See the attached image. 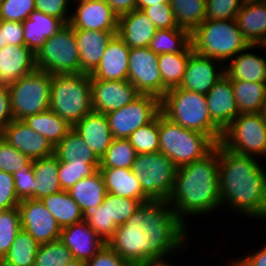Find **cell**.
<instances>
[{
    "label": "cell",
    "mask_w": 266,
    "mask_h": 266,
    "mask_svg": "<svg viewBox=\"0 0 266 266\" xmlns=\"http://www.w3.org/2000/svg\"><path fill=\"white\" fill-rule=\"evenodd\" d=\"M187 231L172 204L149 201L117 227L107 244L131 266H138L183 249Z\"/></svg>",
    "instance_id": "cell-1"
},
{
    "label": "cell",
    "mask_w": 266,
    "mask_h": 266,
    "mask_svg": "<svg viewBox=\"0 0 266 266\" xmlns=\"http://www.w3.org/2000/svg\"><path fill=\"white\" fill-rule=\"evenodd\" d=\"M218 182L222 204L266 220V173L254 156L236 154L219 143Z\"/></svg>",
    "instance_id": "cell-2"
},
{
    "label": "cell",
    "mask_w": 266,
    "mask_h": 266,
    "mask_svg": "<svg viewBox=\"0 0 266 266\" xmlns=\"http://www.w3.org/2000/svg\"><path fill=\"white\" fill-rule=\"evenodd\" d=\"M219 143L205 157L177 168L173 189L166 200L186 225L187 215H200L222 205L219 193Z\"/></svg>",
    "instance_id": "cell-3"
},
{
    "label": "cell",
    "mask_w": 266,
    "mask_h": 266,
    "mask_svg": "<svg viewBox=\"0 0 266 266\" xmlns=\"http://www.w3.org/2000/svg\"><path fill=\"white\" fill-rule=\"evenodd\" d=\"M161 112L178 125L221 143L224 131L211 119L204 94L180 87L168 89L161 99Z\"/></svg>",
    "instance_id": "cell-4"
},
{
    "label": "cell",
    "mask_w": 266,
    "mask_h": 266,
    "mask_svg": "<svg viewBox=\"0 0 266 266\" xmlns=\"http://www.w3.org/2000/svg\"><path fill=\"white\" fill-rule=\"evenodd\" d=\"M191 44L197 54L223 64L250 46L239 30L236 19H205L191 33Z\"/></svg>",
    "instance_id": "cell-5"
},
{
    "label": "cell",
    "mask_w": 266,
    "mask_h": 266,
    "mask_svg": "<svg viewBox=\"0 0 266 266\" xmlns=\"http://www.w3.org/2000/svg\"><path fill=\"white\" fill-rule=\"evenodd\" d=\"M49 109L72 127L93 111L90 75H52Z\"/></svg>",
    "instance_id": "cell-6"
},
{
    "label": "cell",
    "mask_w": 266,
    "mask_h": 266,
    "mask_svg": "<svg viewBox=\"0 0 266 266\" xmlns=\"http://www.w3.org/2000/svg\"><path fill=\"white\" fill-rule=\"evenodd\" d=\"M159 152L177 167L192 163L209 154L217 143L208 135L186 129L159 113Z\"/></svg>",
    "instance_id": "cell-7"
},
{
    "label": "cell",
    "mask_w": 266,
    "mask_h": 266,
    "mask_svg": "<svg viewBox=\"0 0 266 266\" xmlns=\"http://www.w3.org/2000/svg\"><path fill=\"white\" fill-rule=\"evenodd\" d=\"M35 65L51 75L81 73L75 29L70 24L47 38L35 54Z\"/></svg>",
    "instance_id": "cell-8"
},
{
    "label": "cell",
    "mask_w": 266,
    "mask_h": 266,
    "mask_svg": "<svg viewBox=\"0 0 266 266\" xmlns=\"http://www.w3.org/2000/svg\"><path fill=\"white\" fill-rule=\"evenodd\" d=\"M52 75L40 69L8 85L14 119L39 114L49 109Z\"/></svg>",
    "instance_id": "cell-9"
},
{
    "label": "cell",
    "mask_w": 266,
    "mask_h": 266,
    "mask_svg": "<svg viewBox=\"0 0 266 266\" xmlns=\"http://www.w3.org/2000/svg\"><path fill=\"white\" fill-rule=\"evenodd\" d=\"M177 168L166 155L156 152L137 154L131 171L151 201H166L173 189Z\"/></svg>",
    "instance_id": "cell-10"
},
{
    "label": "cell",
    "mask_w": 266,
    "mask_h": 266,
    "mask_svg": "<svg viewBox=\"0 0 266 266\" xmlns=\"http://www.w3.org/2000/svg\"><path fill=\"white\" fill-rule=\"evenodd\" d=\"M221 144L236 154L266 156V122L261 113L239 114L224 130Z\"/></svg>",
    "instance_id": "cell-11"
},
{
    "label": "cell",
    "mask_w": 266,
    "mask_h": 266,
    "mask_svg": "<svg viewBox=\"0 0 266 266\" xmlns=\"http://www.w3.org/2000/svg\"><path fill=\"white\" fill-rule=\"evenodd\" d=\"M161 112V100L140 94L126 106L106 113L114 138H128L140 126L151 122Z\"/></svg>",
    "instance_id": "cell-12"
},
{
    "label": "cell",
    "mask_w": 266,
    "mask_h": 266,
    "mask_svg": "<svg viewBox=\"0 0 266 266\" xmlns=\"http://www.w3.org/2000/svg\"><path fill=\"white\" fill-rule=\"evenodd\" d=\"M158 58L159 55L148 47L131 48L128 80L140 94L153 95L161 100L168 89L162 84Z\"/></svg>",
    "instance_id": "cell-13"
},
{
    "label": "cell",
    "mask_w": 266,
    "mask_h": 266,
    "mask_svg": "<svg viewBox=\"0 0 266 266\" xmlns=\"http://www.w3.org/2000/svg\"><path fill=\"white\" fill-rule=\"evenodd\" d=\"M21 229L27 231L39 244L59 240L61 227L41 200L24 199L18 206Z\"/></svg>",
    "instance_id": "cell-14"
},
{
    "label": "cell",
    "mask_w": 266,
    "mask_h": 266,
    "mask_svg": "<svg viewBox=\"0 0 266 266\" xmlns=\"http://www.w3.org/2000/svg\"><path fill=\"white\" fill-rule=\"evenodd\" d=\"M139 95L136 87L128 79H91L92 108L95 112L106 114L118 110Z\"/></svg>",
    "instance_id": "cell-15"
},
{
    "label": "cell",
    "mask_w": 266,
    "mask_h": 266,
    "mask_svg": "<svg viewBox=\"0 0 266 266\" xmlns=\"http://www.w3.org/2000/svg\"><path fill=\"white\" fill-rule=\"evenodd\" d=\"M71 12L69 24L75 30L118 31V15L105 0H82Z\"/></svg>",
    "instance_id": "cell-16"
},
{
    "label": "cell",
    "mask_w": 266,
    "mask_h": 266,
    "mask_svg": "<svg viewBox=\"0 0 266 266\" xmlns=\"http://www.w3.org/2000/svg\"><path fill=\"white\" fill-rule=\"evenodd\" d=\"M0 136L31 160L55 154V147L49 140L35 132L23 120L14 119Z\"/></svg>",
    "instance_id": "cell-17"
},
{
    "label": "cell",
    "mask_w": 266,
    "mask_h": 266,
    "mask_svg": "<svg viewBox=\"0 0 266 266\" xmlns=\"http://www.w3.org/2000/svg\"><path fill=\"white\" fill-rule=\"evenodd\" d=\"M223 65L219 60L193 52L188 58L184 77L179 87L206 95L225 74Z\"/></svg>",
    "instance_id": "cell-18"
},
{
    "label": "cell",
    "mask_w": 266,
    "mask_h": 266,
    "mask_svg": "<svg viewBox=\"0 0 266 266\" xmlns=\"http://www.w3.org/2000/svg\"><path fill=\"white\" fill-rule=\"evenodd\" d=\"M59 240L71 251L73 259L87 262L107 244L86 221L61 228Z\"/></svg>",
    "instance_id": "cell-19"
},
{
    "label": "cell",
    "mask_w": 266,
    "mask_h": 266,
    "mask_svg": "<svg viewBox=\"0 0 266 266\" xmlns=\"http://www.w3.org/2000/svg\"><path fill=\"white\" fill-rule=\"evenodd\" d=\"M205 96L211 119L224 131L239 115L231 79L222 75Z\"/></svg>",
    "instance_id": "cell-20"
},
{
    "label": "cell",
    "mask_w": 266,
    "mask_h": 266,
    "mask_svg": "<svg viewBox=\"0 0 266 266\" xmlns=\"http://www.w3.org/2000/svg\"><path fill=\"white\" fill-rule=\"evenodd\" d=\"M130 48L115 34L108 42L99 65L90 79L127 80Z\"/></svg>",
    "instance_id": "cell-21"
},
{
    "label": "cell",
    "mask_w": 266,
    "mask_h": 266,
    "mask_svg": "<svg viewBox=\"0 0 266 266\" xmlns=\"http://www.w3.org/2000/svg\"><path fill=\"white\" fill-rule=\"evenodd\" d=\"M101 159L114 137L105 114L91 111L72 127Z\"/></svg>",
    "instance_id": "cell-22"
},
{
    "label": "cell",
    "mask_w": 266,
    "mask_h": 266,
    "mask_svg": "<svg viewBox=\"0 0 266 266\" xmlns=\"http://www.w3.org/2000/svg\"><path fill=\"white\" fill-rule=\"evenodd\" d=\"M115 34L117 31L75 30L81 73L90 75L96 69Z\"/></svg>",
    "instance_id": "cell-23"
},
{
    "label": "cell",
    "mask_w": 266,
    "mask_h": 266,
    "mask_svg": "<svg viewBox=\"0 0 266 266\" xmlns=\"http://www.w3.org/2000/svg\"><path fill=\"white\" fill-rule=\"evenodd\" d=\"M36 69L35 54L27 46L6 45L0 49V81L15 83Z\"/></svg>",
    "instance_id": "cell-24"
},
{
    "label": "cell",
    "mask_w": 266,
    "mask_h": 266,
    "mask_svg": "<svg viewBox=\"0 0 266 266\" xmlns=\"http://www.w3.org/2000/svg\"><path fill=\"white\" fill-rule=\"evenodd\" d=\"M157 28L139 9L119 16L117 35L131 48L148 47Z\"/></svg>",
    "instance_id": "cell-25"
},
{
    "label": "cell",
    "mask_w": 266,
    "mask_h": 266,
    "mask_svg": "<svg viewBox=\"0 0 266 266\" xmlns=\"http://www.w3.org/2000/svg\"><path fill=\"white\" fill-rule=\"evenodd\" d=\"M236 22L250 45H263L266 42V2L264 0H245L236 16Z\"/></svg>",
    "instance_id": "cell-26"
},
{
    "label": "cell",
    "mask_w": 266,
    "mask_h": 266,
    "mask_svg": "<svg viewBox=\"0 0 266 266\" xmlns=\"http://www.w3.org/2000/svg\"><path fill=\"white\" fill-rule=\"evenodd\" d=\"M107 193L139 200L142 204L151 201L142 191L137 175L131 169L99 168Z\"/></svg>",
    "instance_id": "cell-27"
},
{
    "label": "cell",
    "mask_w": 266,
    "mask_h": 266,
    "mask_svg": "<svg viewBox=\"0 0 266 266\" xmlns=\"http://www.w3.org/2000/svg\"><path fill=\"white\" fill-rule=\"evenodd\" d=\"M259 45H250L247 49L240 51L227 68H224L225 74L231 80L266 82V60L258 54L249 52L253 47ZM248 50V51H246Z\"/></svg>",
    "instance_id": "cell-28"
},
{
    "label": "cell",
    "mask_w": 266,
    "mask_h": 266,
    "mask_svg": "<svg viewBox=\"0 0 266 266\" xmlns=\"http://www.w3.org/2000/svg\"><path fill=\"white\" fill-rule=\"evenodd\" d=\"M65 25L61 19L35 10L23 22L25 45L36 54L47 38H50Z\"/></svg>",
    "instance_id": "cell-29"
},
{
    "label": "cell",
    "mask_w": 266,
    "mask_h": 266,
    "mask_svg": "<svg viewBox=\"0 0 266 266\" xmlns=\"http://www.w3.org/2000/svg\"><path fill=\"white\" fill-rule=\"evenodd\" d=\"M58 168L59 159L55 154L33 160L36 200L62 191Z\"/></svg>",
    "instance_id": "cell-30"
},
{
    "label": "cell",
    "mask_w": 266,
    "mask_h": 266,
    "mask_svg": "<svg viewBox=\"0 0 266 266\" xmlns=\"http://www.w3.org/2000/svg\"><path fill=\"white\" fill-rule=\"evenodd\" d=\"M67 192L77 202L82 213L87 208L101 205L107 193L103 176L99 170L93 175L77 181Z\"/></svg>",
    "instance_id": "cell-31"
},
{
    "label": "cell",
    "mask_w": 266,
    "mask_h": 266,
    "mask_svg": "<svg viewBox=\"0 0 266 266\" xmlns=\"http://www.w3.org/2000/svg\"><path fill=\"white\" fill-rule=\"evenodd\" d=\"M23 121L35 132L47 138L54 147L72 129V126L64 119H61L51 109L39 114L27 116Z\"/></svg>",
    "instance_id": "cell-32"
},
{
    "label": "cell",
    "mask_w": 266,
    "mask_h": 266,
    "mask_svg": "<svg viewBox=\"0 0 266 266\" xmlns=\"http://www.w3.org/2000/svg\"><path fill=\"white\" fill-rule=\"evenodd\" d=\"M41 201L61 228L83 220V213L79 205L67 191L62 190L51 194L42 198Z\"/></svg>",
    "instance_id": "cell-33"
},
{
    "label": "cell",
    "mask_w": 266,
    "mask_h": 266,
    "mask_svg": "<svg viewBox=\"0 0 266 266\" xmlns=\"http://www.w3.org/2000/svg\"><path fill=\"white\" fill-rule=\"evenodd\" d=\"M239 114L260 113L266 96L265 82L231 80Z\"/></svg>",
    "instance_id": "cell-34"
},
{
    "label": "cell",
    "mask_w": 266,
    "mask_h": 266,
    "mask_svg": "<svg viewBox=\"0 0 266 266\" xmlns=\"http://www.w3.org/2000/svg\"><path fill=\"white\" fill-rule=\"evenodd\" d=\"M55 155L61 162L100 164V159L73 128L56 145Z\"/></svg>",
    "instance_id": "cell-35"
},
{
    "label": "cell",
    "mask_w": 266,
    "mask_h": 266,
    "mask_svg": "<svg viewBox=\"0 0 266 266\" xmlns=\"http://www.w3.org/2000/svg\"><path fill=\"white\" fill-rule=\"evenodd\" d=\"M39 245L27 231L21 229L0 260V266H34Z\"/></svg>",
    "instance_id": "cell-36"
},
{
    "label": "cell",
    "mask_w": 266,
    "mask_h": 266,
    "mask_svg": "<svg viewBox=\"0 0 266 266\" xmlns=\"http://www.w3.org/2000/svg\"><path fill=\"white\" fill-rule=\"evenodd\" d=\"M193 52L192 44H190L183 52L159 55L158 66L162 76V84L167 89L180 86L187 67L188 58Z\"/></svg>",
    "instance_id": "cell-37"
},
{
    "label": "cell",
    "mask_w": 266,
    "mask_h": 266,
    "mask_svg": "<svg viewBox=\"0 0 266 266\" xmlns=\"http://www.w3.org/2000/svg\"><path fill=\"white\" fill-rule=\"evenodd\" d=\"M178 27L192 33L206 19V0H170Z\"/></svg>",
    "instance_id": "cell-38"
},
{
    "label": "cell",
    "mask_w": 266,
    "mask_h": 266,
    "mask_svg": "<svg viewBox=\"0 0 266 266\" xmlns=\"http://www.w3.org/2000/svg\"><path fill=\"white\" fill-rule=\"evenodd\" d=\"M191 44V33L183 28L157 29L148 48L160 55L183 52Z\"/></svg>",
    "instance_id": "cell-39"
},
{
    "label": "cell",
    "mask_w": 266,
    "mask_h": 266,
    "mask_svg": "<svg viewBox=\"0 0 266 266\" xmlns=\"http://www.w3.org/2000/svg\"><path fill=\"white\" fill-rule=\"evenodd\" d=\"M137 153L128 138H114L100 159L99 168L131 169Z\"/></svg>",
    "instance_id": "cell-40"
},
{
    "label": "cell",
    "mask_w": 266,
    "mask_h": 266,
    "mask_svg": "<svg viewBox=\"0 0 266 266\" xmlns=\"http://www.w3.org/2000/svg\"><path fill=\"white\" fill-rule=\"evenodd\" d=\"M128 140L137 154L159 152V114L151 122L134 131Z\"/></svg>",
    "instance_id": "cell-41"
},
{
    "label": "cell",
    "mask_w": 266,
    "mask_h": 266,
    "mask_svg": "<svg viewBox=\"0 0 266 266\" xmlns=\"http://www.w3.org/2000/svg\"><path fill=\"white\" fill-rule=\"evenodd\" d=\"M142 203L132 198H124L106 193L101 205H106L109 224L123 225Z\"/></svg>",
    "instance_id": "cell-42"
},
{
    "label": "cell",
    "mask_w": 266,
    "mask_h": 266,
    "mask_svg": "<svg viewBox=\"0 0 266 266\" xmlns=\"http://www.w3.org/2000/svg\"><path fill=\"white\" fill-rule=\"evenodd\" d=\"M21 230V215L18 207L2 210L0 212V260L8 252Z\"/></svg>",
    "instance_id": "cell-43"
},
{
    "label": "cell",
    "mask_w": 266,
    "mask_h": 266,
    "mask_svg": "<svg viewBox=\"0 0 266 266\" xmlns=\"http://www.w3.org/2000/svg\"><path fill=\"white\" fill-rule=\"evenodd\" d=\"M71 260V251L57 240L39 245L34 266H64Z\"/></svg>",
    "instance_id": "cell-44"
},
{
    "label": "cell",
    "mask_w": 266,
    "mask_h": 266,
    "mask_svg": "<svg viewBox=\"0 0 266 266\" xmlns=\"http://www.w3.org/2000/svg\"><path fill=\"white\" fill-rule=\"evenodd\" d=\"M100 164H84V162L59 161V180L62 190L68 191L77 181L93 175Z\"/></svg>",
    "instance_id": "cell-45"
},
{
    "label": "cell",
    "mask_w": 266,
    "mask_h": 266,
    "mask_svg": "<svg viewBox=\"0 0 266 266\" xmlns=\"http://www.w3.org/2000/svg\"><path fill=\"white\" fill-rule=\"evenodd\" d=\"M83 221H86L105 242H108L118 227L116 224H109L106 205L87 208L83 212Z\"/></svg>",
    "instance_id": "cell-46"
},
{
    "label": "cell",
    "mask_w": 266,
    "mask_h": 266,
    "mask_svg": "<svg viewBox=\"0 0 266 266\" xmlns=\"http://www.w3.org/2000/svg\"><path fill=\"white\" fill-rule=\"evenodd\" d=\"M35 11V0H0V20L24 22Z\"/></svg>",
    "instance_id": "cell-47"
},
{
    "label": "cell",
    "mask_w": 266,
    "mask_h": 266,
    "mask_svg": "<svg viewBox=\"0 0 266 266\" xmlns=\"http://www.w3.org/2000/svg\"><path fill=\"white\" fill-rule=\"evenodd\" d=\"M31 159L11 146L0 136V171L14 174Z\"/></svg>",
    "instance_id": "cell-48"
},
{
    "label": "cell",
    "mask_w": 266,
    "mask_h": 266,
    "mask_svg": "<svg viewBox=\"0 0 266 266\" xmlns=\"http://www.w3.org/2000/svg\"><path fill=\"white\" fill-rule=\"evenodd\" d=\"M245 0H206V19H236Z\"/></svg>",
    "instance_id": "cell-49"
},
{
    "label": "cell",
    "mask_w": 266,
    "mask_h": 266,
    "mask_svg": "<svg viewBox=\"0 0 266 266\" xmlns=\"http://www.w3.org/2000/svg\"><path fill=\"white\" fill-rule=\"evenodd\" d=\"M18 199H35V176L33 160L13 174Z\"/></svg>",
    "instance_id": "cell-50"
},
{
    "label": "cell",
    "mask_w": 266,
    "mask_h": 266,
    "mask_svg": "<svg viewBox=\"0 0 266 266\" xmlns=\"http://www.w3.org/2000/svg\"><path fill=\"white\" fill-rule=\"evenodd\" d=\"M157 29L178 28L170 2L151 5L142 10Z\"/></svg>",
    "instance_id": "cell-51"
},
{
    "label": "cell",
    "mask_w": 266,
    "mask_h": 266,
    "mask_svg": "<svg viewBox=\"0 0 266 266\" xmlns=\"http://www.w3.org/2000/svg\"><path fill=\"white\" fill-rule=\"evenodd\" d=\"M19 203L13 174L0 171V208L6 210L18 207Z\"/></svg>",
    "instance_id": "cell-52"
},
{
    "label": "cell",
    "mask_w": 266,
    "mask_h": 266,
    "mask_svg": "<svg viewBox=\"0 0 266 266\" xmlns=\"http://www.w3.org/2000/svg\"><path fill=\"white\" fill-rule=\"evenodd\" d=\"M68 4L69 0H35V10L57 17L65 24H69L71 15L68 14Z\"/></svg>",
    "instance_id": "cell-53"
},
{
    "label": "cell",
    "mask_w": 266,
    "mask_h": 266,
    "mask_svg": "<svg viewBox=\"0 0 266 266\" xmlns=\"http://www.w3.org/2000/svg\"><path fill=\"white\" fill-rule=\"evenodd\" d=\"M3 47L6 45L26 46L24 42L23 22L0 20Z\"/></svg>",
    "instance_id": "cell-54"
},
{
    "label": "cell",
    "mask_w": 266,
    "mask_h": 266,
    "mask_svg": "<svg viewBox=\"0 0 266 266\" xmlns=\"http://www.w3.org/2000/svg\"><path fill=\"white\" fill-rule=\"evenodd\" d=\"M85 266H131L121 256H119L108 244L90 260L85 262Z\"/></svg>",
    "instance_id": "cell-55"
},
{
    "label": "cell",
    "mask_w": 266,
    "mask_h": 266,
    "mask_svg": "<svg viewBox=\"0 0 266 266\" xmlns=\"http://www.w3.org/2000/svg\"><path fill=\"white\" fill-rule=\"evenodd\" d=\"M14 120L11 111L9 88L0 86V133Z\"/></svg>",
    "instance_id": "cell-56"
},
{
    "label": "cell",
    "mask_w": 266,
    "mask_h": 266,
    "mask_svg": "<svg viewBox=\"0 0 266 266\" xmlns=\"http://www.w3.org/2000/svg\"><path fill=\"white\" fill-rule=\"evenodd\" d=\"M231 263L232 266H266V245L256 253L248 254Z\"/></svg>",
    "instance_id": "cell-57"
},
{
    "label": "cell",
    "mask_w": 266,
    "mask_h": 266,
    "mask_svg": "<svg viewBox=\"0 0 266 266\" xmlns=\"http://www.w3.org/2000/svg\"><path fill=\"white\" fill-rule=\"evenodd\" d=\"M111 9L119 16L137 9V0H105Z\"/></svg>",
    "instance_id": "cell-58"
},
{
    "label": "cell",
    "mask_w": 266,
    "mask_h": 266,
    "mask_svg": "<svg viewBox=\"0 0 266 266\" xmlns=\"http://www.w3.org/2000/svg\"><path fill=\"white\" fill-rule=\"evenodd\" d=\"M170 0H137V9L143 10L151 5H160V3H168Z\"/></svg>",
    "instance_id": "cell-59"
},
{
    "label": "cell",
    "mask_w": 266,
    "mask_h": 266,
    "mask_svg": "<svg viewBox=\"0 0 266 266\" xmlns=\"http://www.w3.org/2000/svg\"><path fill=\"white\" fill-rule=\"evenodd\" d=\"M165 257H161V258H154V259H150L148 261H146L145 263H142L138 266H173L170 265L169 262L165 261Z\"/></svg>",
    "instance_id": "cell-60"
},
{
    "label": "cell",
    "mask_w": 266,
    "mask_h": 266,
    "mask_svg": "<svg viewBox=\"0 0 266 266\" xmlns=\"http://www.w3.org/2000/svg\"><path fill=\"white\" fill-rule=\"evenodd\" d=\"M64 266H85V262L77 259H73Z\"/></svg>",
    "instance_id": "cell-61"
},
{
    "label": "cell",
    "mask_w": 266,
    "mask_h": 266,
    "mask_svg": "<svg viewBox=\"0 0 266 266\" xmlns=\"http://www.w3.org/2000/svg\"><path fill=\"white\" fill-rule=\"evenodd\" d=\"M261 115L263 116L265 122H266V96L263 102L262 110H261Z\"/></svg>",
    "instance_id": "cell-62"
},
{
    "label": "cell",
    "mask_w": 266,
    "mask_h": 266,
    "mask_svg": "<svg viewBox=\"0 0 266 266\" xmlns=\"http://www.w3.org/2000/svg\"><path fill=\"white\" fill-rule=\"evenodd\" d=\"M3 48V37H2V32L0 28V49Z\"/></svg>",
    "instance_id": "cell-63"
},
{
    "label": "cell",
    "mask_w": 266,
    "mask_h": 266,
    "mask_svg": "<svg viewBox=\"0 0 266 266\" xmlns=\"http://www.w3.org/2000/svg\"><path fill=\"white\" fill-rule=\"evenodd\" d=\"M260 47L262 46V48H266V42L263 45H259Z\"/></svg>",
    "instance_id": "cell-64"
},
{
    "label": "cell",
    "mask_w": 266,
    "mask_h": 266,
    "mask_svg": "<svg viewBox=\"0 0 266 266\" xmlns=\"http://www.w3.org/2000/svg\"><path fill=\"white\" fill-rule=\"evenodd\" d=\"M70 2L72 1V0H69ZM79 1H82V0H73L72 2H79Z\"/></svg>",
    "instance_id": "cell-65"
}]
</instances>
